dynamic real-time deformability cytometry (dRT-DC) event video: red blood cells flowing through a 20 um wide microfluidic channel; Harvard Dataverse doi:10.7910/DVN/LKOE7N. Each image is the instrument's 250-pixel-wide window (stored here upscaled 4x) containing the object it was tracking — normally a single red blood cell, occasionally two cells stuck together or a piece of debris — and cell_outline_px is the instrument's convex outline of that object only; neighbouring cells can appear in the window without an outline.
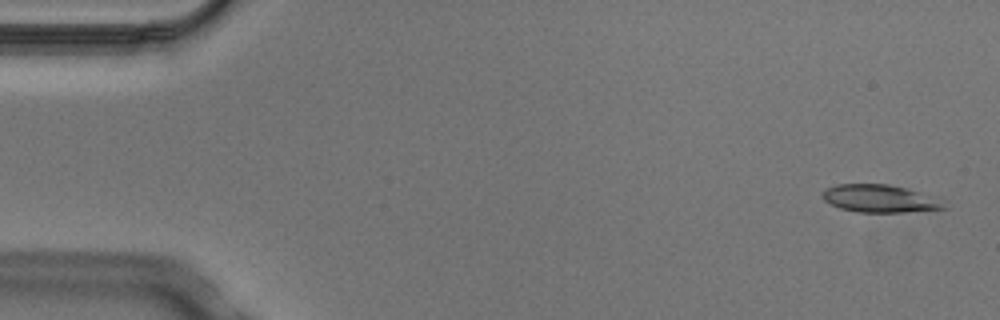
{"species": "Egyptian fruit bat (a non-hibernating species)", "species_latin": "Rousettus aegyptiacus", "temperature_condition": "cold", "stored_images_in_passage": 4, "segment_of_instrument_passage": [1, 2], "camera_frame_rate_fps": 3000, "um_per_image_px": 0.085, "animal": {"sex": "male"}, "frame": {"image": 1, "passage_image": 1, "time_ms": 0.0, "image_size_px": [1000, 320], "cell_outline_px": [[948, 208], [904, 212], [856, 212], [840, 208], [824, 200], [820, 196], [824, 188], [836, 184], [888, 184], [908, 188], [944, 200]], "centroid_in_image_um": [74.78, 16.87], "position_along_channel_um": 10.2, "area_um2": 19.83}}